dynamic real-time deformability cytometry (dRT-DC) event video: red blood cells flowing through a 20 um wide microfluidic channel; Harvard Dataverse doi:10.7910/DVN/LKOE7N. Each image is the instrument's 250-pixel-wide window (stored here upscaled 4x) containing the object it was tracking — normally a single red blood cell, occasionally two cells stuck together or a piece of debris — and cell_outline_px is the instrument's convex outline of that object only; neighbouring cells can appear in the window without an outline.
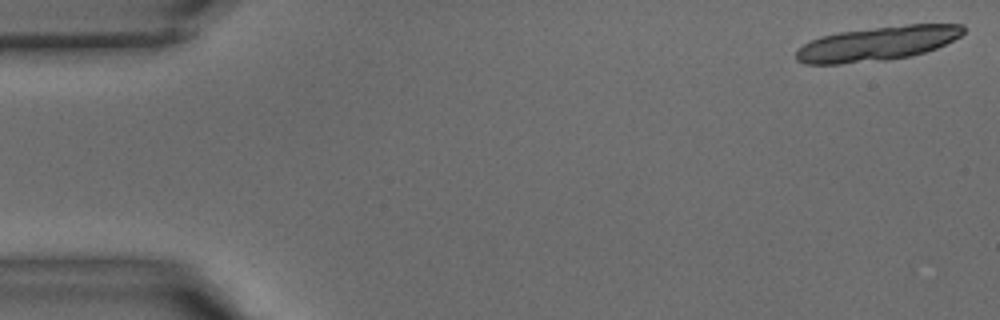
{"species": "common noctule bat (a hibernating species)", "species_latin": "Nyctalus noctula", "temperature_condition": "warm", "stored_images_in_passage": 14, "camera_frame_rate_fps": 3000, "um_per_image_px": 0.085, "animal": {"sex": "male", "body_mass_g": 15.6}, "frame": {"image": 1, "passage_image": 1, "time_ms": 0.0, "image_size_px": [1000, 320], "cell_outline_px": [[964, 32], [960, 36], [936, 48], [924, 52], [908, 56], [884, 60], [840, 64], [804, 64], [796, 60], [796, 52], [804, 44], [820, 36], [840, 32], [904, 24], [964, 24]], "centroid_in_image_um": [74.56, 3.7], "position_along_channel_um": 10.4, "area_um2": 33.18}}